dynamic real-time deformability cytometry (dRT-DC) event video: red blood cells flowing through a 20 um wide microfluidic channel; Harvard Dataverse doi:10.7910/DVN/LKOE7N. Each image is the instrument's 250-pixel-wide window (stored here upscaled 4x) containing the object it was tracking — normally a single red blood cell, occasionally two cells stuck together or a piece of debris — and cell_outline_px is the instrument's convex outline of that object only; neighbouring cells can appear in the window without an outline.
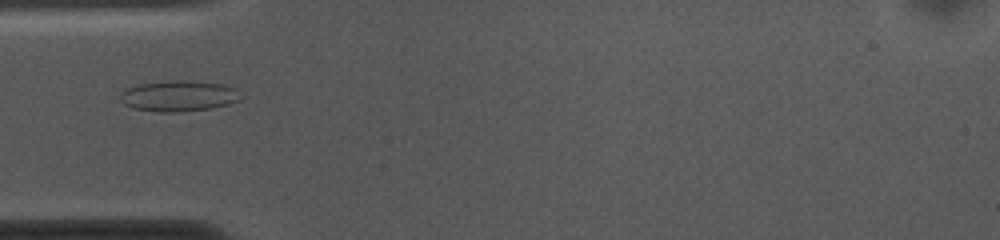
{"species": "common noctule bat (a hibernating species)", "species_latin": "Nyctalus noctula", "temperature_condition": "cold", "stored_images_in_passage": 51, "camera_frame_rate_fps": 3000, "um_per_image_px": 0.085, "animal": {"sex": "female", "body_mass_g": 10.0, "forearm_length_mm": 53.1}, "frame": {"image": 1, "passage_image": 13, "time_ms": 4.0, "image_size_px": [1000, 240], "cell_outline_px": [[244, 96], [240, 100], [228, 104], [212, 108], [176, 112], [160, 112], [132, 108], [124, 104], [120, 100], [120, 92], [124, 88], [140, 84], [172, 80], [188, 80], [224, 84], [236, 88]], "centroid_in_image_um": [15.21, 8.15], "position_along_channel_um": 69.8, "area_um2": 21.96}}
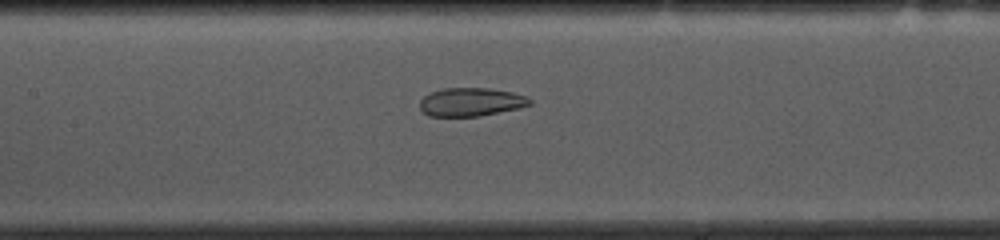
{"frame": {"image": 2, "passage_image": 21, "time_ms": 6.667, "image_size_px": [1000, 240], "cell_outline_px": [[532, 104], [520, 108], [480, 116], [428, 116], [420, 108], [420, 100], [424, 96], [432, 92], [444, 88], [488, 88], [512, 92], [524, 96], [532, 100]], "centroid_in_image_um": [40.04, 8.67], "position_along_channel_um": 167.4, "area_um2": 18.15}}
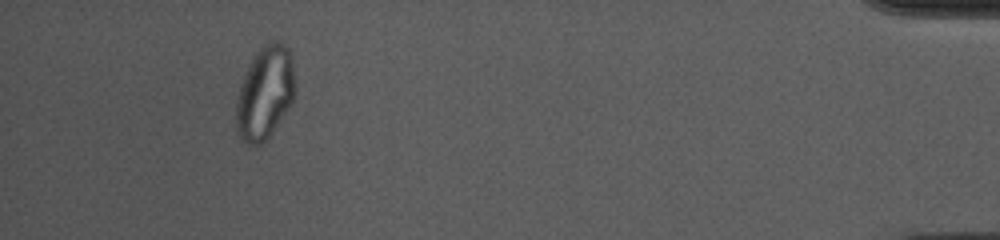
{"frame": {"image": 3, "passage_image": 47, "time_ms": 15.333, "image_size_px": [1000, 240], "cell_outline_px": [[296, 96], [292, 104], [272, 132], [260, 144], [252, 148], [240, 140], [236, 132], [236, 100], [240, 84], [256, 52], [264, 44], [272, 40], [280, 40], [288, 48], [292, 56]], "centroid_in_image_um": [22.53, 7.91], "position_along_channel_um": 412.7, "area_um2": 32.48}, "authors_computed_cell_mechanics": {"area_um2": 24.3916, "velocity_mm_per_s": 3.6262, "shape_relaxation_time_tau1_ms": null, "shape_relaxation_time_tau2_ms": 1.4543, "deformation_change_tau1": null, "deformation_change_tau2": 0.0735}}